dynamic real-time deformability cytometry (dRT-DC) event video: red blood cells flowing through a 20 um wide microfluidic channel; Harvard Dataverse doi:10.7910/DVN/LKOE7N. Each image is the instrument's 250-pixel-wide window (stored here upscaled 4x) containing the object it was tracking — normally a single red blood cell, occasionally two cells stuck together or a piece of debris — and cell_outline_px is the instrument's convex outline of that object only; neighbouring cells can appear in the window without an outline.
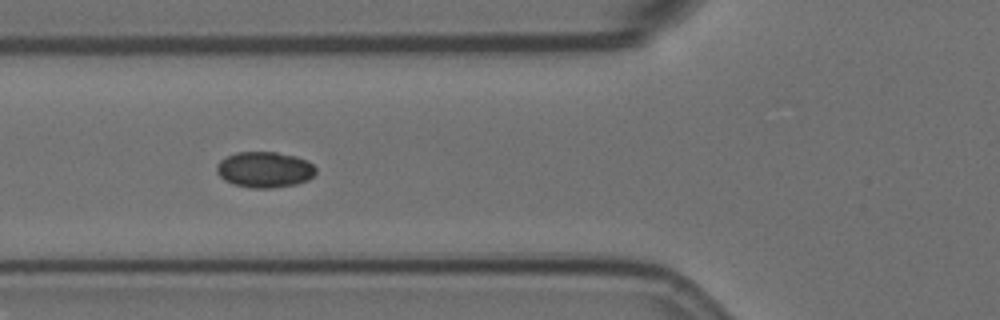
{"species": "Egyptian fruit bat (a non-hibernating species)", "species_latin": "Rousettus aegyptiacus", "temperature_condition": "room temperature", "stored_images_in_passage": 11, "camera_frame_rate_fps": 3000, "um_per_image_px": 0.085, "animal": {"sex": "female"}, "frame": {"image": 1, "passage_image": 7, "time_ms": 8.0, "image_size_px": [1000, 320], "cell_outline_px": [[316, 172], [308, 180], [296, 184], [272, 188], [252, 188], [232, 184], [224, 180], [216, 172], [216, 164], [220, 160], [236, 152], [276, 152], [296, 156], [308, 160], [316, 168]], "centroid_in_image_um": [22.48, 14.42], "position_along_channel_um": 103.3, "area_um2": 20.87}}
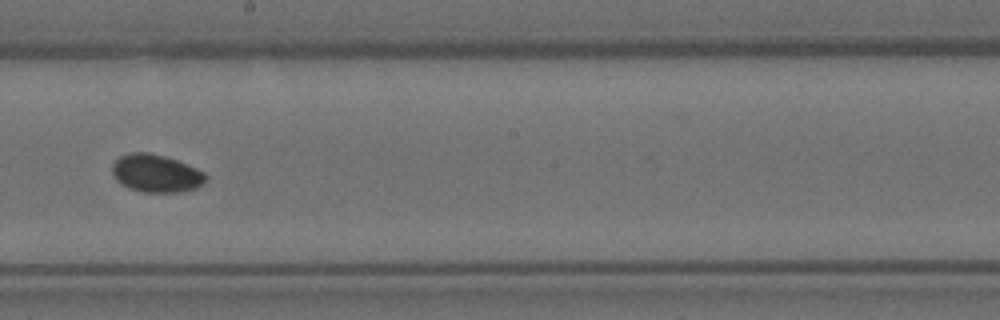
{"frame": {"image": 2, "passage_image": 10, "time_ms": 11.667, "image_size_px": [1000, 320], "cell_outline_px": [[208, 180], [204, 184], [196, 188], [180, 192], [144, 192], [128, 188], [120, 184], [112, 176], [112, 164], [120, 156], [132, 152], [152, 152], [176, 160], [196, 168], [204, 172], [208, 176]], "centroid_in_image_um": [13.27, 14.74], "position_along_channel_um": 234.9, "area_um2": 20.87}}
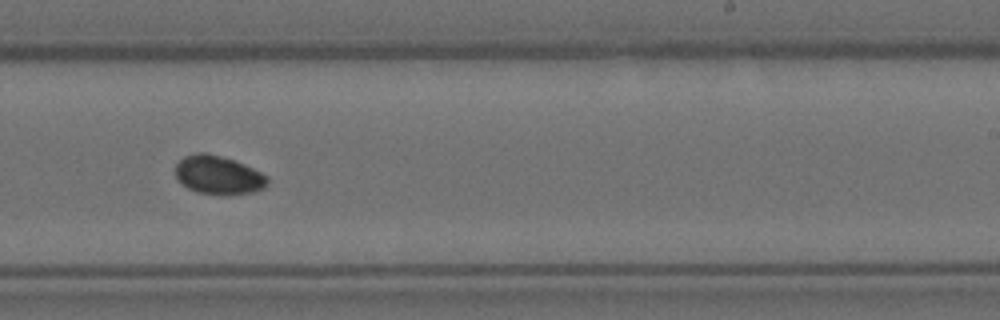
{"frame": {"image": 3, "passage_image": 11, "time_ms": 12.667, "image_size_px": [1000, 320], "cell_outline_px": [[268, 184], [264, 188], [252, 192], [228, 196], [224, 196], [196, 192], [188, 188], [176, 180], [176, 164], [184, 156], [196, 152], [204, 152], [220, 156], [244, 164], [268, 176]], "centroid_in_image_um": [18.55, 14.9], "position_along_channel_um": 270.5, "area_um2": 20.92}}